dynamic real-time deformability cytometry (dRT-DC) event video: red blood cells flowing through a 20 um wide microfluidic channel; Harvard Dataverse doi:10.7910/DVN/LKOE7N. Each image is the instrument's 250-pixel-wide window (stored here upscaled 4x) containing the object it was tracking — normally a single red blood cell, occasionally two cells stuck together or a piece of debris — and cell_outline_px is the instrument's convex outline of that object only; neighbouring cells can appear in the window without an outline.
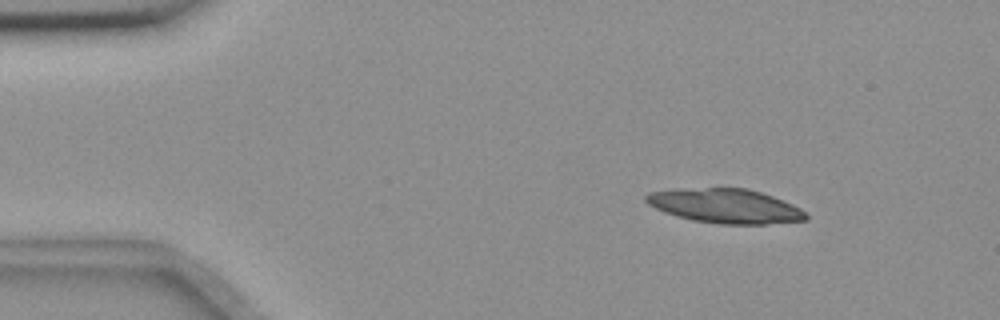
{"species": "common noctule bat (a hibernating species)", "species_latin": "Nyctalus noctula", "temperature_condition": "room temperature", "stored_images_in_passage": 5, "camera_frame_rate_fps": 3000, "um_per_image_px": 0.085, "animal": {"sex": "female", "body_mass_g": 18.4}, "frame": {"image": 1, "passage_image": 2, "time_ms": 1.0, "image_size_px": [1000, 320], "cell_outline_px": [[808, 220], [764, 224], [720, 224], [692, 220], [676, 216], [664, 212], [648, 204], [644, 200], [644, 196], [648, 192], [708, 188], [748, 188], [772, 196], [792, 204], [800, 208], [808, 216]], "centroid_in_image_um": [61.67, 17.52], "position_along_channel_um": 23.3, "area_um2": 31.67}}